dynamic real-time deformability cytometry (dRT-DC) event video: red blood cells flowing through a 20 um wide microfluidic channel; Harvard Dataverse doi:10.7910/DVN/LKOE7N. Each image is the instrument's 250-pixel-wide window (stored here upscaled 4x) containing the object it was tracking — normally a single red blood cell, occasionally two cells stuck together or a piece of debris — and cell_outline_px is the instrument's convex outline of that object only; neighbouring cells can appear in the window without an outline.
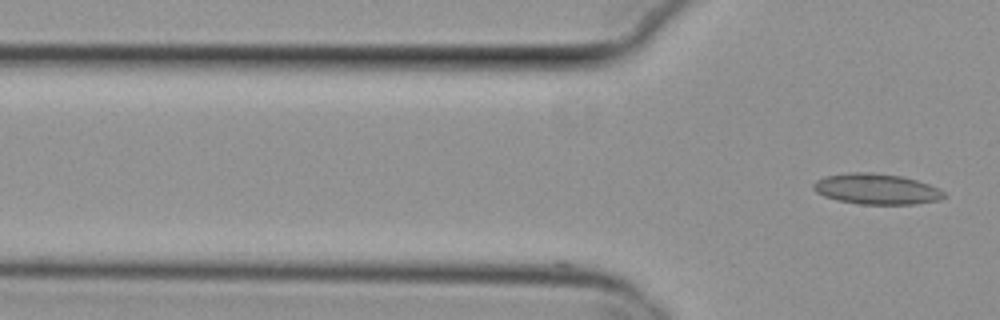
{"species": "common noctule bat (a hibernating species)", "species_latin": "Nyctalus noctula", "temperature_condition": "cold", "stored_images_in_passage": 16, "camera_frame_rate_fps": 3000, "um_per_image_px": 0.085, "animal": {"sex": "female", "body_mass_g": 29.2, "forearm_length_mm": 56.3}, "frame": {"image": 1, "passage_image": 16, "time_ms": 5.0, "image_size_px": [1000, 320], "cell_outline_px": [[948, 196], [940, 200], [912, 204], [860, 204], [836, 200], [824, 196], [816, 192], [812, 188], [812, 184], [816, 180], [824, 176], [848, 172], [872, 172], [900, 176], [916, 180], [940, 188]], "centroid_in_image_um": [74.49, 16.06], "position_along_channel_um": 51.3, "area_um2": 23.52}}